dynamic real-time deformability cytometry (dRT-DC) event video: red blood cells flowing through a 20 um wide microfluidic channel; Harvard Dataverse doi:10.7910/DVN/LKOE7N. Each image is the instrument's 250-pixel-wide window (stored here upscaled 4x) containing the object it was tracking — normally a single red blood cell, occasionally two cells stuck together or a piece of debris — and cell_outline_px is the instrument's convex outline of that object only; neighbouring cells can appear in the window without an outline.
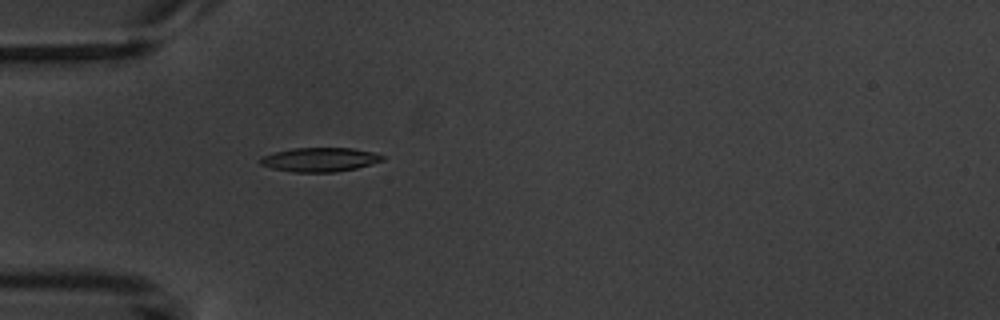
{"species": "common noctule bat (a hibernating species)", "species_latin": "Nyctalus noctula", "temperature_condition": "warm", "stored_images_in_passage": 2, "camera_frame_rate_fps": 3000, "um_per_image_px": 0.085, "animal": {"sex": "male", "body_mass_g": 20.1, "forearm_length_mm": 53.5}, "frame": {"image": 1, "passage_image": 2, "time_ms": 1.333, "image_size_px": [1000, 320], "cell_outline_px": [[384, 160], [372, 164], [356, 168], [336, 172], [292, 172], [272, 168], [260, 164], [260, 156], [292, 148], [352, 148], [372, 152], [384, 156]], "centroid_in_image_um": [27.18, 13.57], "position_along_channel_um": 57.8, "area_um2": 17.11}}